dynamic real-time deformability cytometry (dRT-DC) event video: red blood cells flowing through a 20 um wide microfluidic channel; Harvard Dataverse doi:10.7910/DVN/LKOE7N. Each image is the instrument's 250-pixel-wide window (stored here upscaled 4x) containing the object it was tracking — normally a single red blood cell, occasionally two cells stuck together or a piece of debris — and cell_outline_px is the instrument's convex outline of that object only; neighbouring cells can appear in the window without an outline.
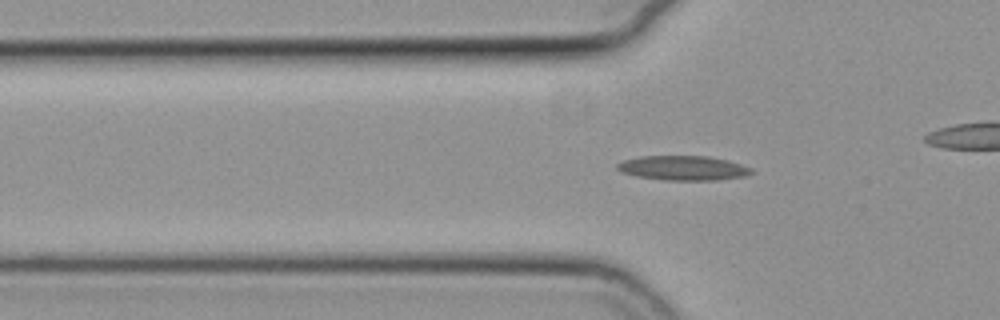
{"species": "common noctule bat (a hibernating species)", "species_latin": "Nyctalus noctula", "temperature_condition": "cold", "stored_images_in_passage": 47, "camera_frame_rate_fps": 3000, "um_per_image_px": 0.085, "animal": {"sex": "female", "body_mass_g": 19.3, "forearm_length_mm": 54.1}, "frame": {"image": 1, "passage_image": 16, "time_ms": 5.0, "image_size_px": [1000, 320], "cell_outline_px": [[756, 172], [748, 176], [716, 180], [664, 180], [636, 176], [620, 172], [616, 168], [616, 164], [624, 160], [640, 156], [708, 156], [728, 160], [752, 168]], "centroid_in_image_um": [58.1, 14.28], "position_along_channel_um": 67.7, "area_um2": 19.42}}
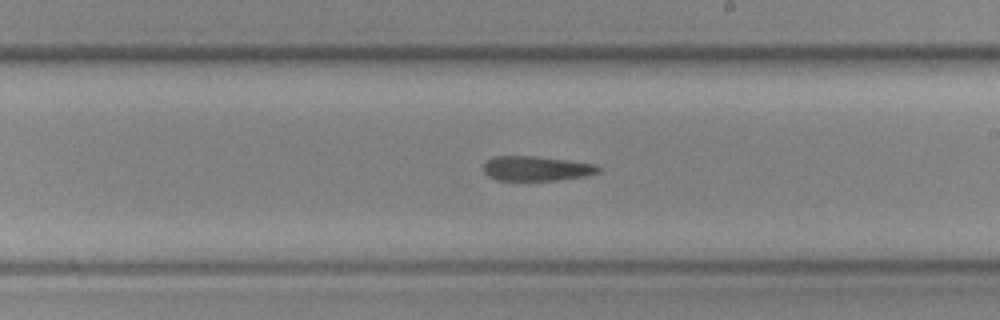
{"frame": {"image": 2, "passage_image": 30, "time_ms": 9.667, "image_size_px": [1000, 320], "cell_outline_px": [[604, 168], [600, 172], [588, 176], [556, 180], [496, 180], [488, 176], [484, 172], [484, 164], [492, 156], [536, 156], [568, 160], [596, 164]], "centroid_in_image_um": [45.65, 14.32], "position_along_channel_um": 243.3, "area_um2": 16.76}}
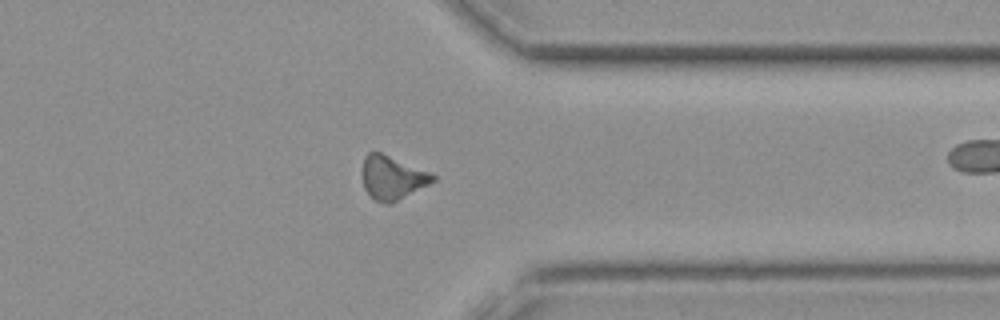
{"frame": {"image": 3, "passage_image": 41, "time_ms": 13.333, "image_size_px": [1000, 320], "cell_outline_px": [[436, 180], [388, 204], [384, 204], [376, 200], [364, 188], [360, 172], [364, 156], [368, 152], [380, 152], [432, 172], [436, 176]], "centroid_in_image_um": [33.31, 15.06], "position_along_channel_um": 378.1, "area_um2": 17.92}}